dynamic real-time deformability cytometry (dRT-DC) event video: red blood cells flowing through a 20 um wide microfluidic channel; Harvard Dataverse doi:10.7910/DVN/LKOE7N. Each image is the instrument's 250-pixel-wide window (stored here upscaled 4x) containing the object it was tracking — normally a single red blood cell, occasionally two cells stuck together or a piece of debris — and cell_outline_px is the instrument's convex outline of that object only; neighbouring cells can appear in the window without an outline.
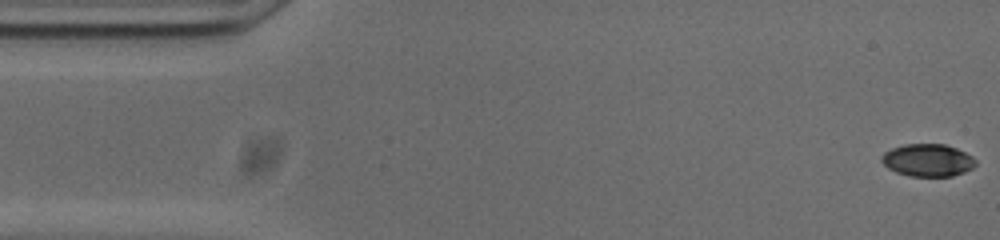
{"species": "common noctule bat (a hibernating species)", "species_latin": "Nyctalus noctula", "temperature_condition": "cold", "stored_images_in_passage": 54, "camera_frame_rate_fps": 3000, "um_per_image_px": 0.085, "animal": {"sex": "male", "body_mass_g": 20.0, "forearm_length_mm": 53.3}, "frame": {"image": 1, "passage_image": 1, "time_ms": 0.0, "image_size_px": [1000, 240], "cell_outline_px": [[976, 164], [972, 168], [964, 172], [952, 176], [908, 176], [896, 172], [888, 168], [880, 160], [880, 156], [884, 152], [892, 148], [904, 144], [944, 144], [956, 148], [972, 156], [976, 160]], "centroid_in_image_um": [78.84, 13.62], "position_along_channel_um": 6.2, "area_um2": 17.86}}
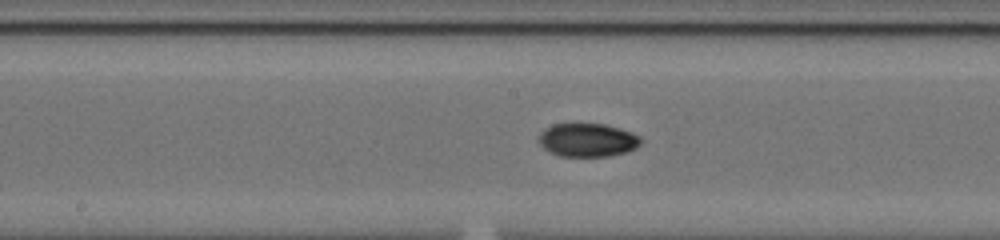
{"frame": {"image": 2, "passage_image": 26, "time_ms": 8.333, "image_size_px": [1000, 240], "cell_outline_px": [[644, 140], [636, 148], [628, 152], [608, 156], [560, 156], [544, 148], [540, 144], [540, 132], [544, 128], [552, 124], [604, 124], [620, 128], [632, 132], [640, 136]], "centroid_in_image_um": [49.99, 11.9], "position_along_channel_um": 198.2, "area_um2": 19.94}}
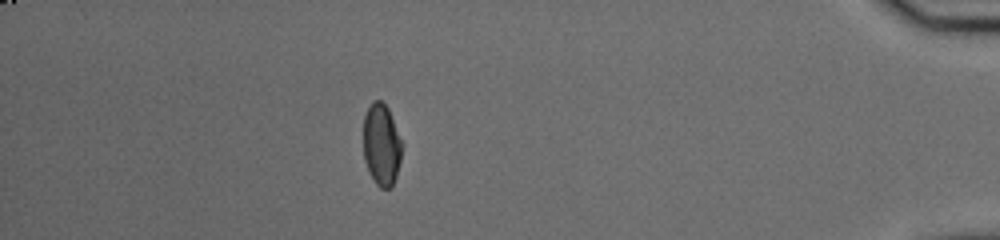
{"frame": {"image": 3, "passage_image": 47, "time_ms": 15.333, "image_size_px": [1000, 240], "cell_outline_px": [[404, 144], [396, 176], [392, 188], [380, 188], [376, 184], [368, 172], [364, 160], [364, 116], [372, 100], [380, 100], [388, 108]], "centroid_in_image_um": [32.44, 12.31], "position_along_channel_um": 402.8, "area_um2": 18.67}, "authors_computed_cell_mechanics": {"area_um2": 19.0451, "velocity_mm_per_s": 3.7473, "shape_relaxation_time_tau1_ms": 5.2834, "shape_relaxation_time_tau2_ms": 4.1899, "deformation_change_tau1": 0.1642, "deformation_change_tau2": 0.0473}}